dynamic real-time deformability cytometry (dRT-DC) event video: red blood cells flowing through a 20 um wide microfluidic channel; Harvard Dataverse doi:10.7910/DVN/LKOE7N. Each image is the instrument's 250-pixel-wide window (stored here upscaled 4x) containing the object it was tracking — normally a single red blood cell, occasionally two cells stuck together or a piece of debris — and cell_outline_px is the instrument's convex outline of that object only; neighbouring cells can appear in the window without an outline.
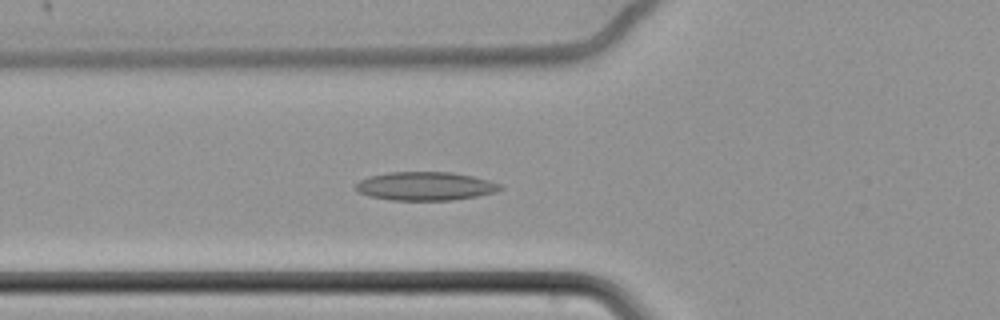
{"species": "common noctule bat (a hibernating species)", "species_latin": "Nyctalus noctula", "temperature_condition": "cold", "stored_images_in_passage": 61, "camera_frame_rate_fps": 3000, "um_per_image_px": 0.085, "animal": {"sex": "female", "body_mass_g": 22.7, "forearm_length_mm": 54.2}, "frame": {"image": 1, "passage_image": 26, "time_ms": 8.333, "image_size_px": [1000, 320], "cell_outline_px": [[504, 188], [496, 192], [476, 196], [452, 200], [392, 200], [368, 196], [360, 192], [356, 188], [356, 184], [360, 180], [368, 176], [388, 172], [452, 172], [472, 176], [488, 180], [500, 184]], "centroid_in_image_um": [36.16, 15.82], "position_along_channel_um": 89.6, "area_um2": 23.99}}
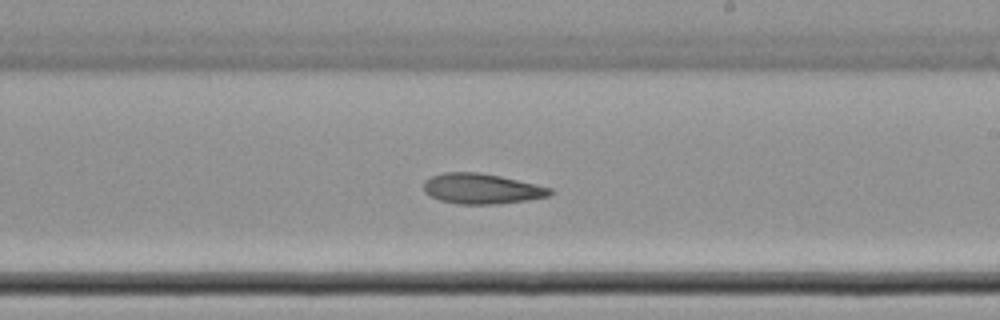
{"frame": {"image": 2, "passage_image": 40, "time_ms": 13.0, "image_size_px": [1000, 320], "cell_outline_px": [[556, 192], [548, 196], [524, 200], [496, 204], [460, 204], [440, 200], [424, 192], [424, 180], [432, 176], [444, 172], [476, 172], [500, 176], [552, 188]], "centroid_in_image_um": [40.94, 16.03], "position_along_channel_um": 248.1, "area_um2": 22.14}}
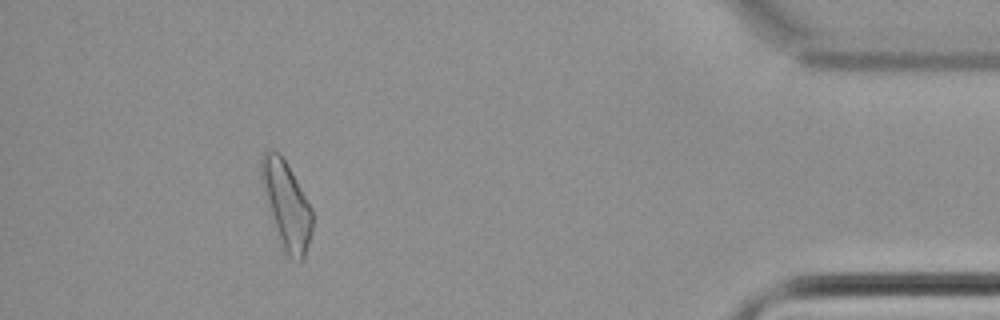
{"frame": {"image": 3, "passage_image": 59, "time_ms": 19.333, "image_size_px": [1000, 320], "cell_outline_px": [[312, 232], [304, 260], [300, 264], [292, 260], [284, 252], [272, 216], [260, 172], [260, 164], [264, 152], [276, 152], [284, 160], [296, 180], [312, 208]], "centroid_in_image_um": [24.41, 17.53], "position_along_channel_um": 410.8, "area_um2": 24.91}}